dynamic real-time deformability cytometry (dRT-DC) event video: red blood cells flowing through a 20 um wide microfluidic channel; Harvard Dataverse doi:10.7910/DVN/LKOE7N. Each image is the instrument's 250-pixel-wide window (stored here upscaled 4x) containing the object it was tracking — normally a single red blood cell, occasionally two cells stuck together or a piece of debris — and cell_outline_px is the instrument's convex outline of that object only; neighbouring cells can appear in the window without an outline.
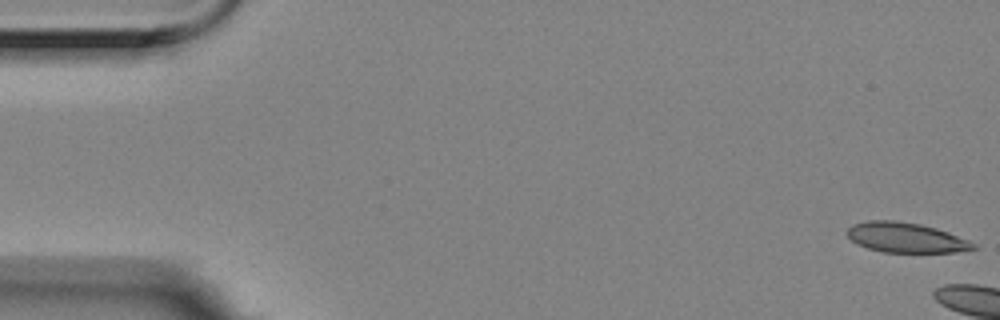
{"species": "Egyptian fruit bat (a non-hibernating species)", "species_latin": "Rousettus aegyptiacus", "temperature_condition": "room temperature", "stored_images_in_passage": 3, "camera_frame_rate_fps": 3000, "um_per_image_px": 0.085, "animal": {"sex": "female"}, "frame": {"image": 1, "passage_image": 1, "time_ms": 0.0, "image_size_px": [1000, 320], "cell_outline_px": [[980, 248], [952, 252], [884, 252], [868, 248], [852, 240], [848, 236], [848, 228], [852, 224], [868, 220], [896, 220], [920, 224], [936, 228], [948, 232], [968, 240], [976, 244]], "centroid_in_image_um": [77.02, 20.18], "position_along_channel_um": 8.0, "area_um2": 21.91}}